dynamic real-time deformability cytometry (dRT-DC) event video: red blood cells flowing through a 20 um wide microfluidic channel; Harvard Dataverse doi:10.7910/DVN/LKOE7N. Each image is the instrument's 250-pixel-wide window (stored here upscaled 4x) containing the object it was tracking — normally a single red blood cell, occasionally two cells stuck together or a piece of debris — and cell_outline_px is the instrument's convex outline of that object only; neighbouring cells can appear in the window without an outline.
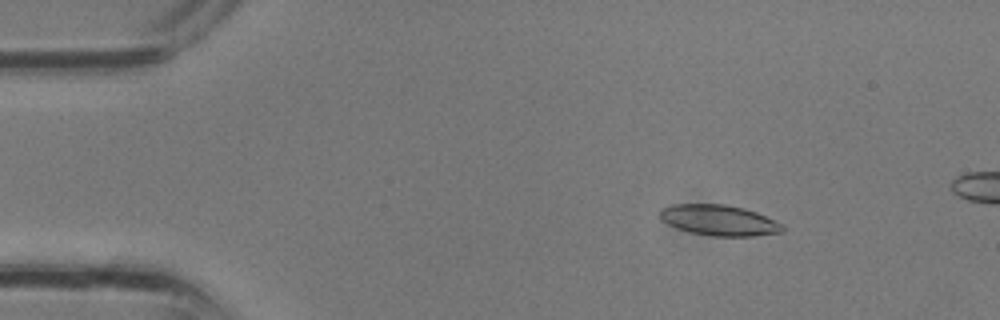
{"species": "common noctule bat (a hibernating species)", "species_latin": "Nyctalus noctula", "temperature_condition": "room temperature", "stored_images_in_passage": 10, "camera_frame_rate_fps": 3000, "um_per_image_px": 0.085, "animal": {"sex": "male", "body_mass_g": 13.3}, "frame": {"image": 1, "passage_image": 4, "time_ms": 1.0, "image_size_px": [1000, 320], "cell_outline_px": [[784, 232], [752, 236], [712, 236], [692, 232], [668, 224], [660, 220], [660, 212], [664, 208], [672, 204], [724, 204], [744, 208], [756, 212], [780, 224], [784, 228]], "centroid_in_image_um": [61.11, 18.72], "position_along_channel_um": 23.9, "area_um2": 21.56}}